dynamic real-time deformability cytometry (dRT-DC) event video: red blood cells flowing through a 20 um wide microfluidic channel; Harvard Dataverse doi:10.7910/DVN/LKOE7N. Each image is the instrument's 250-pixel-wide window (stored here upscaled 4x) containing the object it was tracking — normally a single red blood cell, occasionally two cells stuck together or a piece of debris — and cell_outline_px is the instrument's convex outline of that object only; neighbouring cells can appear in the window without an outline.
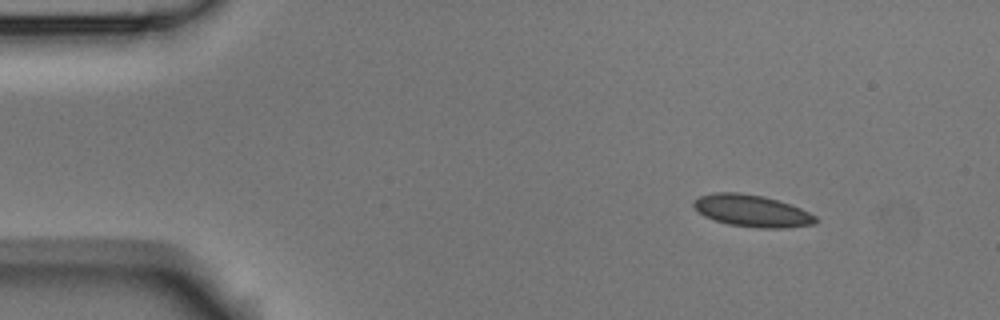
{"species": "Egyptian fruit bat (a non-hibernating species)", "species_latin": "Rousettus aegyptiacus", "temperature_condition": "room temperature", "stored_images_in_passage": 5, "camera_frame_rate_fps": 3000, "um_per_image_px": 0.085, "animal": {"sex": "male"}, "frame": {"image": 1, "passage_image": 1, "time_ms": 0.0, "image_size_px": [1000, 320], "cell_outline_px": [[816, 224], [784, 228], [760, 228], [728, 224], [704, 216], [692, 204], [692, 200], [700, 196], [716, 192], [740, 192], [764, 196], [800, 208], [816, 216]], "centroid_in_image_um": [63.9, 17.92], "position_along_channel_um": 21.1, "area_um2": 22.54}}
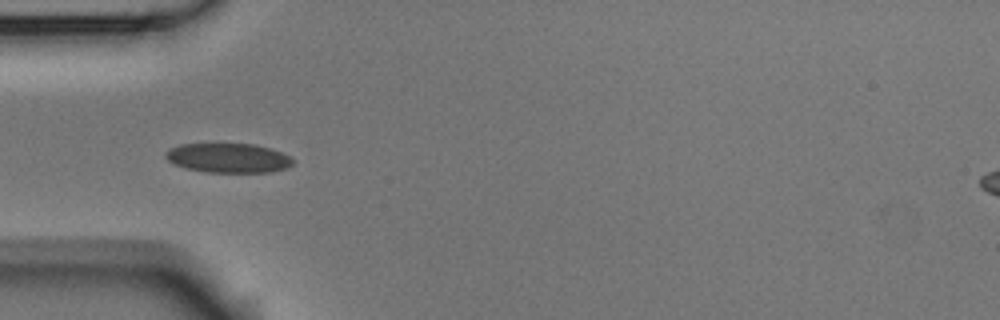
{"frame": {"image": 2, "passage_image": 4, "time_ms": 1.0, "image_size_px": [1000, 320], "cell_outline_px": [[292, 164], [288, 168], [268, 172], [208, 172], [184, 168], [168, 160], [164, 156], [164, 152], [168, 148], [180, 144], [256, 144], [272, 148], [288, 156], [292, 160]], "centroid_in_image_um": [19.37, 13.42], "position_along_channel_um": 65.6, "area_um2": 21.85}}
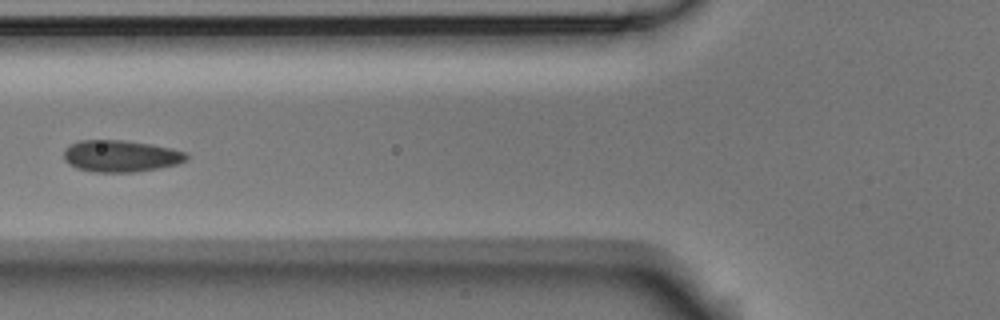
{"frame": {"image": 3, "passage_image": 5, "time_ms": 1.333, "image_size_px": [1000, 320], "cell_outline_px": [[188, 160], [176, 164], [160, 168], [136, 172], [92, 172], [76, 168], [68, 164], [64, 160], [64, 148], [80, 140], [124, 140], [152, 144], [172, 148], [188, 152]], "centroid_in_image_um": [10.28, 13.27], "position_along_channel_um": 115.5, "area_um2": 23.0}}